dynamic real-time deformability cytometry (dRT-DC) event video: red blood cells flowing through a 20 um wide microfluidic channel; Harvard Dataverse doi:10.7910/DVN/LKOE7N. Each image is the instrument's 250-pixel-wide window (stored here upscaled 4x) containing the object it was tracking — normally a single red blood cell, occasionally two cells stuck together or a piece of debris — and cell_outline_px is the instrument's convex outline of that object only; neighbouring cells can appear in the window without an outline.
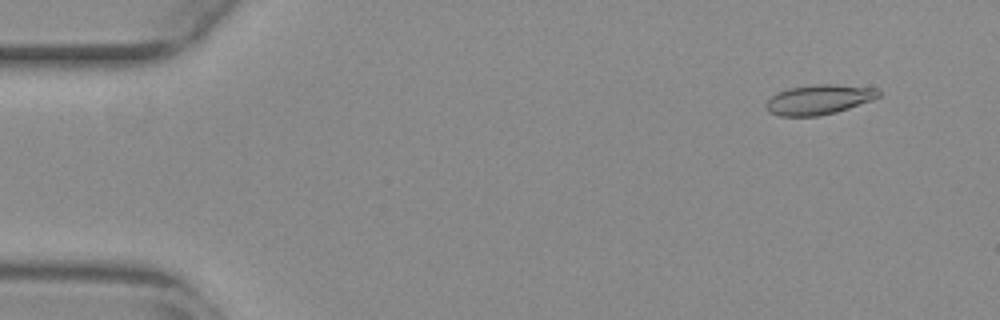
{"species": "common noctule bat (a hibernating species)", "species_latin": "Nyctalus noctula", "temperature_condition": "warm", "stored_images_in_passage": 54, "camera_frame_rate_fps": 3000, "um_per_image_px": 0.085, "animal": {"sex": "female", "body_mass_g": 29.2, "forearm_length_mm": 56.3}, "frame": {"image": 1, "passage_image": 5, "time_ms": 1.333, "image_size_px": [1000, 320], "cell_outline_px": [[880, 96], [872, 100], [836, 112], [820, 116], [780, 116], [768, 112], [764, 108], [764, 104], [776, 92], [788, 88], [816, 84], [832, 84], [876, 88], [880, 92]], "centroid_in_image_um": [69.56, 8.47], "position_along_channel_um": 15.4, "area_um2": 19.65}}
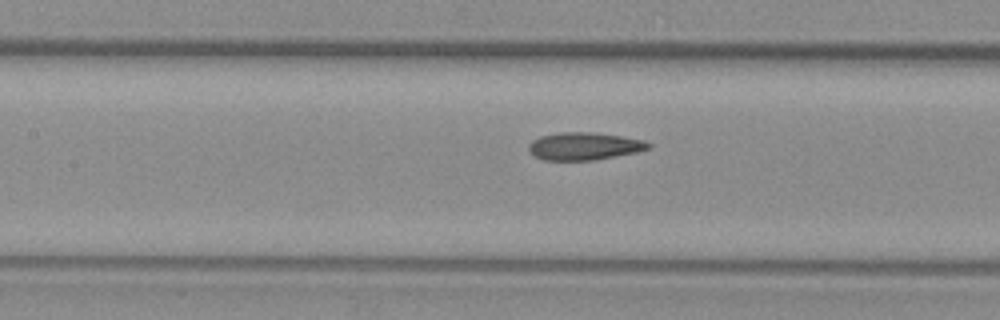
{"frame": {"image": 2, "passage_image": 25, "time_ms": 8.0, "image_size_px": [1000, 320], "cell_outline_px": [[652, 148], [636, 152], [596, 160], [544, 160], [532, 156], [528, 148], [528, 144], [532, 140], [540, 136], [560, 132], [596, 132], [644, 140], [652, 144]], "centroid_in_image_um": [49.65, 12.42], "position_along_channel_um": 157.8, "area_um2": 19.48}}
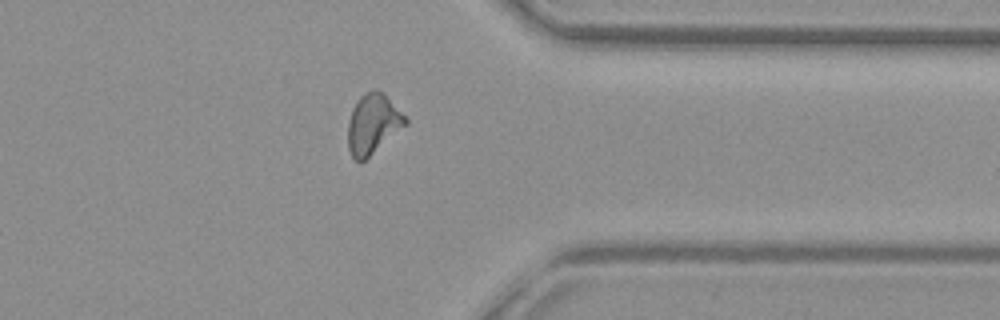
{"frame": {"image": 3, "passage_image": 43, "time_ms": 14.0, "image_size_px": [1000, 320], "cell_outline_px": [[408, 124], [360, 164], [352, 156], [348, 148], [348, 120], [352, 108], [360, 96], [364, 92], [372, 88], [376, 88], [384, 92], [408, 116]], "centroid_in_image_um": [31.73, 10.49], "position_along_channel_um": 379.7, "area_um2": 20.69}, "authors_computed_cell_mechanics": {"area_um2": 19.363, "velocity_mm_per_s": 3.8451, "shape_relaxation_time_tau1_ms": null, "shape_relaxation_time_tau2_ms": 2.3388, "deformation_change_tau1": null, "deformation_change_tau2": 0.1056}}